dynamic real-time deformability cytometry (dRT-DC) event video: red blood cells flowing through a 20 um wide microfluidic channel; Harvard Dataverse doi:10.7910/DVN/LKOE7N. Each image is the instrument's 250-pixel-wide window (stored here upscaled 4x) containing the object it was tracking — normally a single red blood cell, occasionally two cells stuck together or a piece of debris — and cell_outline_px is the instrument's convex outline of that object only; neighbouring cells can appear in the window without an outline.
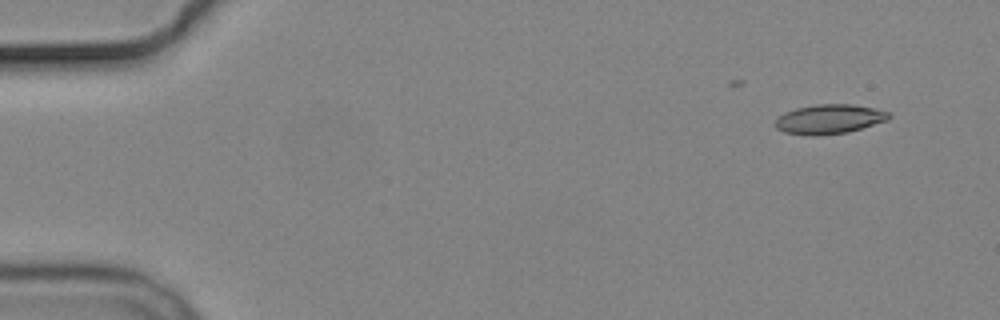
{"species": "common noctule bat (a hibernating species)", "species_latin": "Nyctalus noctula", "temperature_condition": "cold", "stored_images_in_passage": 5, "camera_frame_rate_fps": 3000, "um_per_image_px": 0.085, "animal": {"sex": "male", "body_mass_g": 19.2, "forearm_length_mm": 51.8}, "frame": {"image": 1, "passage_image": 2, "time_ms": 2.0, "image_size_px": [1000, 320], "cell_outline_px": [[892, 116], [888, 120], [848, 132], [816, 136], [784, 132], [776, 128], [776, 120], [784, 112], [796, 108], [816, 104], [852, 104], [892, 112]], "centroid_in_image_um": [70.52, 10.12], "position_along_channel_um": 14.5, "area_um2": 19.48}}